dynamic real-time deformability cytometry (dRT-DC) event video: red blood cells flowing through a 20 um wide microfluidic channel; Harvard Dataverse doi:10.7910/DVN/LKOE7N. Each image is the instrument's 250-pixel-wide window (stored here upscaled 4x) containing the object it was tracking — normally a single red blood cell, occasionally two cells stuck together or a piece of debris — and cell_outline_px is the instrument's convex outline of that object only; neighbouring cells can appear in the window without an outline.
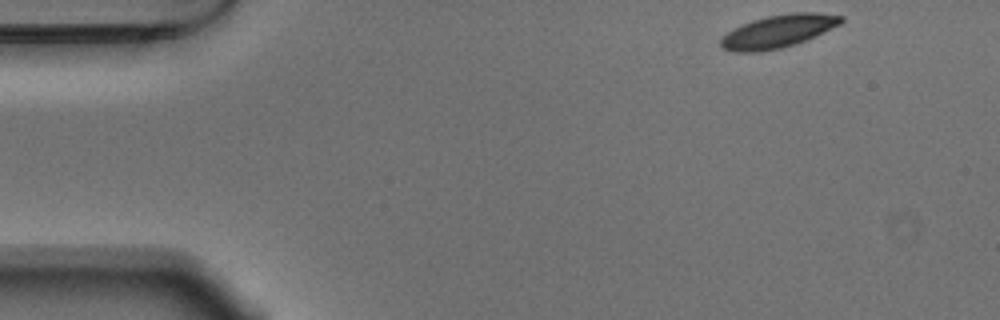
{"species": "Egyptian fruit bat (a non-hibernating species)", "species_latin": "Rousettus aegyptiacus", "temperature_condition": "warm", "stored_images_in_passage": 50, "camera_frame_rate_fps": 3000, "um_per_image_px": 0.085, "animal": {"sex": "male"}, "frame": {"image": 1, "passage_image": 1, "time_ms": 0.0, "image_size_px": [1000, 320], "cell_outline_px": [[844, 20], [840, 24], [796, 44], [780, 48], [760, 52], [732, 52], [724, 48], [720, 44], [720, 40], [732, 28], [740, 24], [752, 20], [768, 16], [792, 12], [816, 12], [844, 16]], "centroid_in_image_um": [66.12, 2.65], "position_along_channel_um": 18.9, "area_um2": 22.95}}
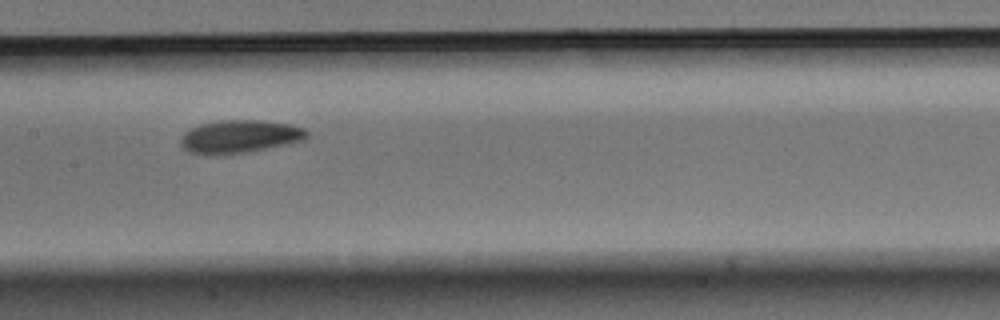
{"frame": {"image": 2, "passage_image": 22, "time_ms": 7.0, "image_size_px": [1000, 320], "cell_outline_px": [[308, 136], [304, 140], [244, 152], [192, 152], [184, 148], [180, 144], [180, 136], [188, 128], [200, 124], [216, 120], [264, 120], [292, 124], [304, 128], [308, 132]], "centroid_in_image_um": [20.39, 11.54], "position_along_channel_um": 187.0, "area_um2": 23.64}}
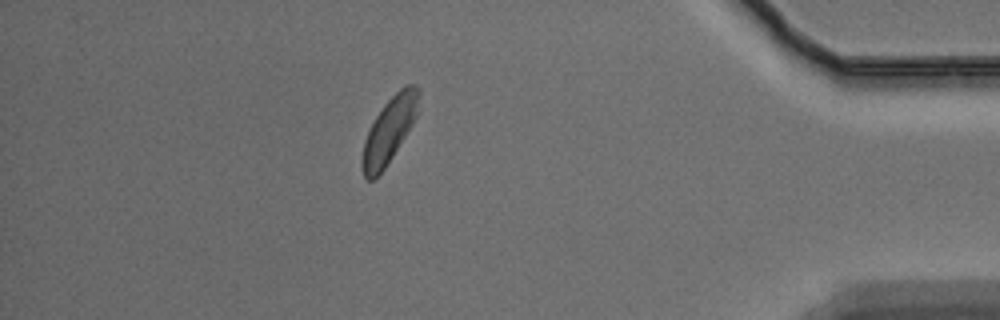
{"frame": {"image": 3, "passage_image": 43, "time_ms": 14.0, "image_size_px": [1000, 320], "cell_outline_px": [[420, 92], [416, 116], [412, 124], [392, 156], [384, 168], [372, 180], [368, 180], [364, 176], [360, 164], [364, 140], [376, 116], [384, 104], [400, 88], [408, 84], [416, 84], [420, 88]], "centroid_in_image_um": [33.08, 11.04], "position_along_channel_um": 402.1, "area_um2": 21.15}, "authors_computed_cell_mechanics": {"area_um2": 22.9755, "velocity_mm_per_s": 3.6821, "shape_relaxation_time_tau1_ms": 2.5757, "shape_relaxation_time_tau2_ms": 4.1198, "deformation_change_tau1": 0.0998, "deformation_change_tau2": 0.0823}}